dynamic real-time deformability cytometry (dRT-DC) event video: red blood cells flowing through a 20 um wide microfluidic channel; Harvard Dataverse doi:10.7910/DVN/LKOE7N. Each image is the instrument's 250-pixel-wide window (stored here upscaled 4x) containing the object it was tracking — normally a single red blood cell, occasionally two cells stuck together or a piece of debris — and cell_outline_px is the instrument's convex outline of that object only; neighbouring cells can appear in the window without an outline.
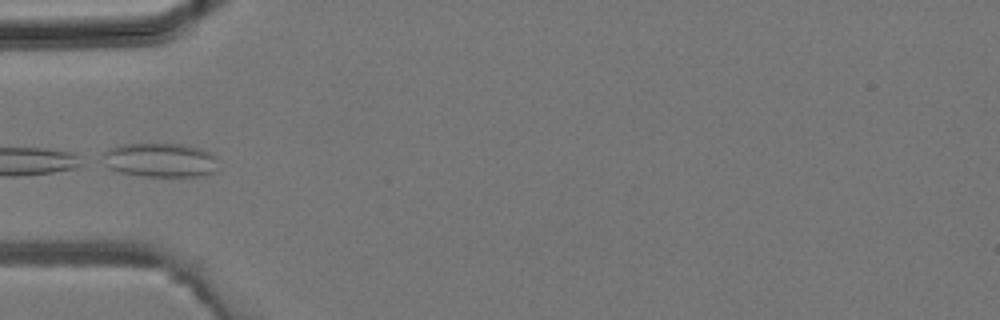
{"species": "common noctule bat (a hibernating species)", "species_latin": "Nyctalus noctula", "temperature_condition": "room temperature", "stored_images_in_passage": 2, "camera_frame_rate_fps": 3000, "um_per_image_px": 0.085, "animal": {"sex": "male", "body_mass_g": 19.2, "forearm_length_mm": 51.8}, "frame": {"image": 1, "passage_image": 2, "time_ms": 0.333, "image_size_px": [1000, 320], "cell_outline_px": [[216, 172], [200, 176], [144, 176], [120, 172], [108, 168], [100, 164], [100, 152], [116, 144], [184, 144], [200, 148], [216, 156]], "centroid_in_image_um": [13.51, 13.6], "position_along_channel_um": 71.5, "area_um2": 23.52}}